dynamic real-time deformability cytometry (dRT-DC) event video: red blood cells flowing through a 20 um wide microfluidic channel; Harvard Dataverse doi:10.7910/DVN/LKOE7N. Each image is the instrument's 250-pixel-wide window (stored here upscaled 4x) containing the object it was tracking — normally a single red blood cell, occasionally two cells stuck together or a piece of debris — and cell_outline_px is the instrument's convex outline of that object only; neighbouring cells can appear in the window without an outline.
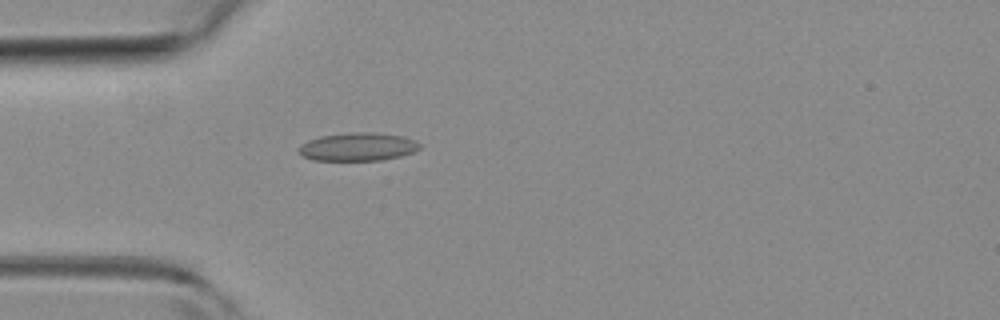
{"species": "common noctule bat (a hibernating species)", "species_latin": "Nyctalus noctula", "temperature_condition": "room temperature", "stored_images_in_passage": 5, "camera_frame_rate_fps": 3000, "um_per_image_px": 0.085, "animal": {"sex": "female", "body_mass_g": 19.3, "forearm_length_mm": 54.1}, "frame": {"image": 1, "passage_image": 5, "time_ms": 1.333, "image_size_px": [1000, 320], "cell_outline_px": [[420, 148], [412, 152], [400, 156], [380, 160], [312, 160], [300, 156], [296, 152], [296, 148], [300, 144], [308, 140], [320, 136], [348, 132], [372, 132], [404, 136], [416, 140], [420, 144]], "centroid_in_image_um": [30.35, 12.47], "position_along_channel_um": 54.7, "area_um2": 20.17}}